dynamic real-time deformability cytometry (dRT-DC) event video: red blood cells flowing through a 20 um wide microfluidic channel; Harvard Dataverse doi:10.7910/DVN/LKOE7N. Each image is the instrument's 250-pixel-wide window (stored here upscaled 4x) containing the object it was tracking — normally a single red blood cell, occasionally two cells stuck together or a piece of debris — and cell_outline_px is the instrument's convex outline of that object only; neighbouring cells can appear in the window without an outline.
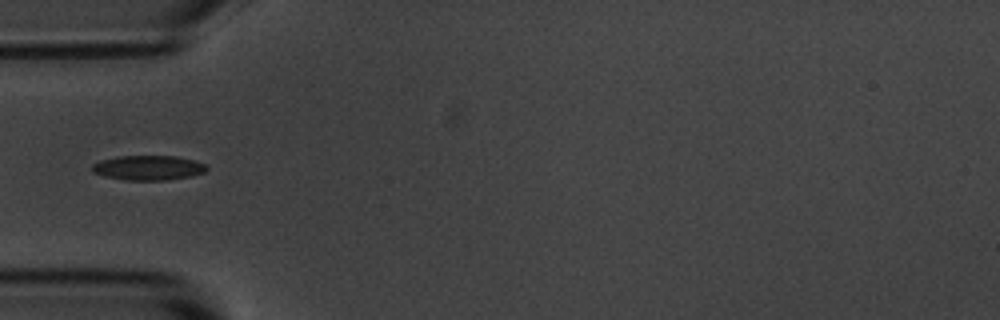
{"species": "common noctule bat (a hibernating species)", "species_latin": "Nyctalus noctula", "temperature_condition": "room temperature", "stored_images_in_passage": 7, "camera_frame_rate_fps": 3000, "um_per_image_px": 0.085, "animal": {"sex": "male", "body_mass_g": 20.1, "forearm_length_mm": 53.5}, "frame": {"image": 1, "passage_image": 2, "time_ms": 1.333, "image_size_px": [1000, 320], "cell_outline_px": [[208, 168], [204, 172], [192, 176], [168, 180], [124, 180], [104, 176], [92, 172], [92, 164], [100, 160], [120, 156], [176, 156], [196, 160], [208, 164]], "centroid_in_image_um": [12.64, 14.26], "position_along_channel_um": 72.4, "area_um2": 16.7}}
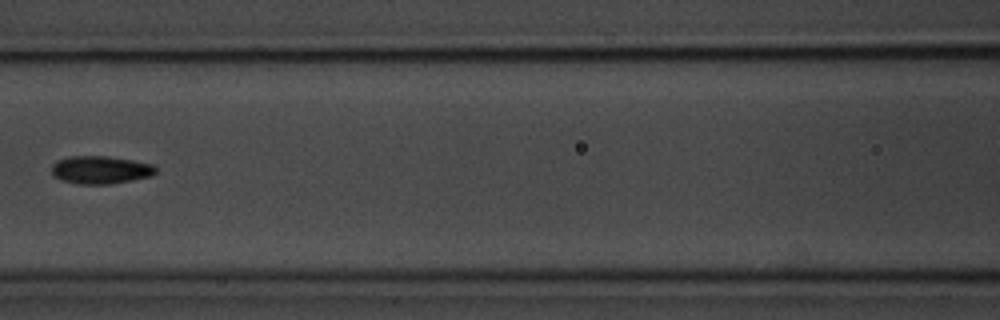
{"frame": {"image": 2, "passage_image": 4, "time_ms": 3.667, "image_size_px": [1000, 320], "cell_outline_px": [[156, 172], [152, 176], [108, 184], [76, 184], [60, 180], [52, 176], [52, 164], [56, 160], [68, 156], [104, 156], [132, 160], [152, 164], [156, 168]], "centroid_in_image_um": [8.49, 14.44], "position_along_channel_um": 158.1, "area_um2": 16.99}}
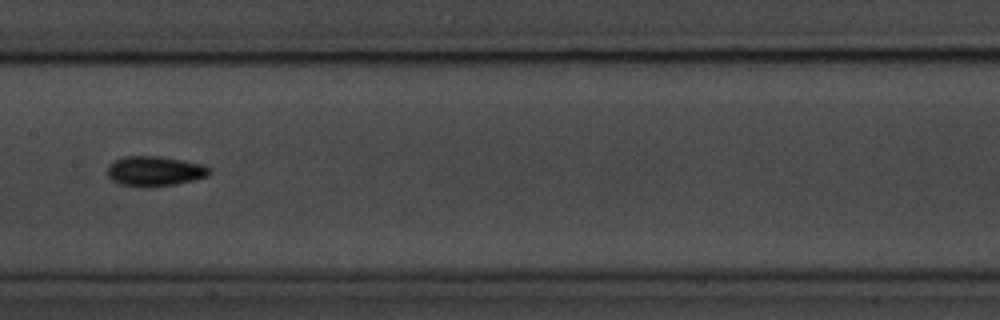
{"frame": {"image": 3, "passage_image": 5, "time_ms": 4.667, "image_size_px": [1000, 320], "cell_outline_px": [[212, 172], [208, 176], [176, 184], [120, 184], [112, 180], [108, 176], [108, 164], [124, 156], [160, 156], [184, 160], [204, 164], [212, 168]], "centroid_in_image_um": [13.22, 14.49], "position_along_channel_um": 194.2, "area_um2": 17.28}}